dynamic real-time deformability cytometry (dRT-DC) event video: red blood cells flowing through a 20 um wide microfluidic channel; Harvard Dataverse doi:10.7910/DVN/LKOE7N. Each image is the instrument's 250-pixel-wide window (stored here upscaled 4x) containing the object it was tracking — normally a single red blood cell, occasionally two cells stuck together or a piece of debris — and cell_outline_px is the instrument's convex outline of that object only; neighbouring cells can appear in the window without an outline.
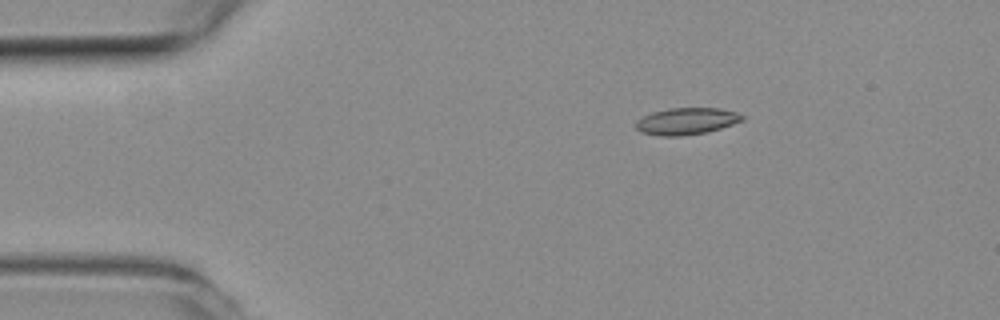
{"species": "common noctule bat (a hibernating species)", "species_latin": "Nyctalus noctula", "temperature_condition": "room temperature", "stored_images_in_passage": 44, "camera_frame_rate_fps": 3000, "um_per_image_px": 0.085, "animal": {"sex": "female", "body_mass_g": 19.3, "forearm_length_mm": 54.1}, "frame": {"image": 1, "passage_image": 1, "time_ms": 0.0, "image_size_px": [1000, 320], "cell_outline_px": [[744, 120], [708, 132], [680, 136], [660, 136], [640, 132], [636, 128], [636, 120], [652, 112], [668, 108], [720, 108], [736, 112], [744, 116]], "centroid_in_image_um": [58.34, 10.3], "position_along_channel_um": 26.7, "area_um2": 16.65}}
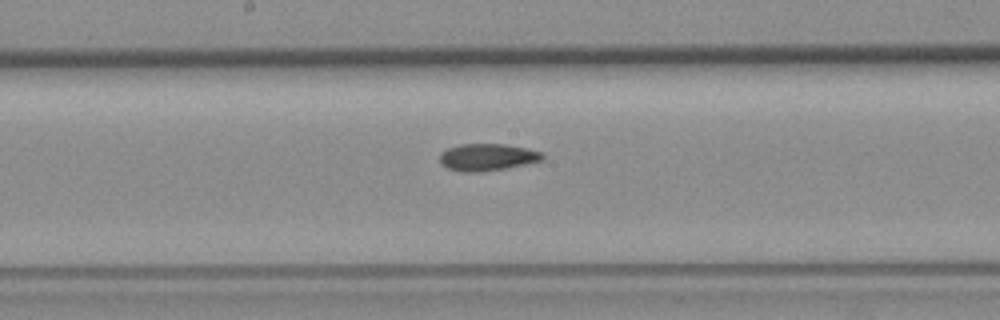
{"frame": {"image": 2, "passage_image": 19, "time_ms": 6.0, "image_size_px": [1000, 320], "cell_outline_px": [[544, 160], [508, 168], [480, 172], [464, 172], [448, 168], [440, 164], [440, 152], [448, 148], [460, 144], [504, 144], [528, 148], [544, 152]], "centroid_in_image_um": [41.45, 13.36], "position_along_channel_um": 206.7, "area_um2": 16.42}}
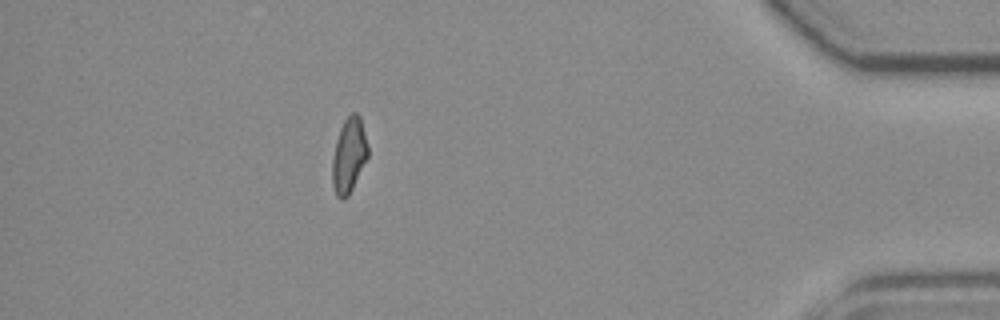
{"frame": {"image": 3, "passage_image": 38, "time_ms": 12.333, "image_size_px": [1000, 320], "cell_outline_px": [[368, 156], [348, 196], [344, 200], [340, 200], [336, 196], [332, 184], [332, 160], [336, 140], [340, 128], [344, 120], [352, 112], [356, 112], [360, 116], [368, 148]], "centroid_in_image_um": [29.64, 13.22], "position_along_channel_um": 405.6, "area_um2": 15.49}, "authors_computed_cell_mechanics": {"area_um2": 15.8661, "velocity_mm_per_s": 3.9899, "shape_relaxation_time_tau1_ms": null, "shape_relaxation_time_tau2_ms": 11.0102, "deformation_change_tau1": null, "deformation_change_tau2": 0.1758}}